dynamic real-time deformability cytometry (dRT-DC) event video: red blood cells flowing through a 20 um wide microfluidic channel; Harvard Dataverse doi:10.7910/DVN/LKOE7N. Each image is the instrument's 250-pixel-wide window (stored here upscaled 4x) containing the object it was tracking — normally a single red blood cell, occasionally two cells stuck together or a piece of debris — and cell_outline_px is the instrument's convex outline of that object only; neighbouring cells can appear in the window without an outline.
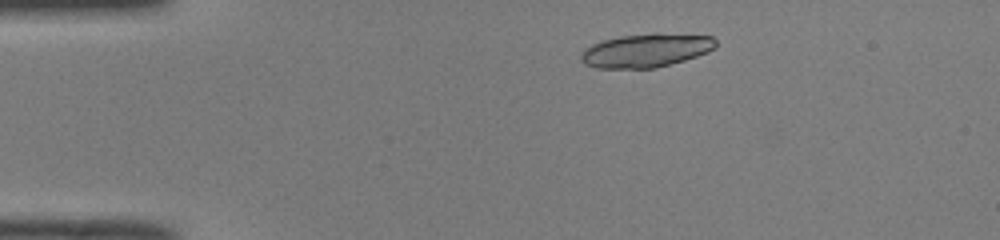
{"species": "common noctule bat (a hibernating species)", "species_latin": "Nyctalus noctula", "temperature_condition": "room temperature", "stored_images_in_passage": 42, "camera_frame_rate_fps": 3000, "um_per_image_px": 0.085, "animal": {"sex": "male", "body_mass_g": 19.0, "forearm_length_mm": 50.8}, "frame": {"image": 1, "passage_image": 1, "time_ms": 0.0, "image_size_px": [1000, 240], "cell_outline_px": [[716, 48], [708, 52], [684, 60], [656, 68], [596, 68], [584, 64], [580, 60], [580, 52], [584, 48], [592, 44], [604, 40], [620, 36], [656, 32], [712, 36], [716, 40]], "centroid_in_image_um": [54.9, 4.28], "position_along_channel_um": 30.1, "area_um2": 26.7}}
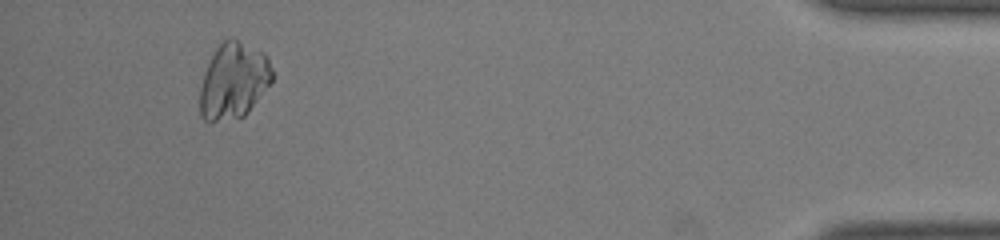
{"frame": {"image": 2, "passage_image": 39, "time_ms": 12.667, "image_size_px": [1000, 240], "cell_outline_px": [[272, 80], [248, 112], [244, 116], [216, 120], [204, 120], [200, 116], [200, 88], [204, 72], [216, 48], [228, 36], [232, 36], [264, 52], [268, 56], [272, 68]], "centroid_in_image_um": [19.86, 6.81], "position_along_channel_um": 415.3, "area_um2": 31.91}}